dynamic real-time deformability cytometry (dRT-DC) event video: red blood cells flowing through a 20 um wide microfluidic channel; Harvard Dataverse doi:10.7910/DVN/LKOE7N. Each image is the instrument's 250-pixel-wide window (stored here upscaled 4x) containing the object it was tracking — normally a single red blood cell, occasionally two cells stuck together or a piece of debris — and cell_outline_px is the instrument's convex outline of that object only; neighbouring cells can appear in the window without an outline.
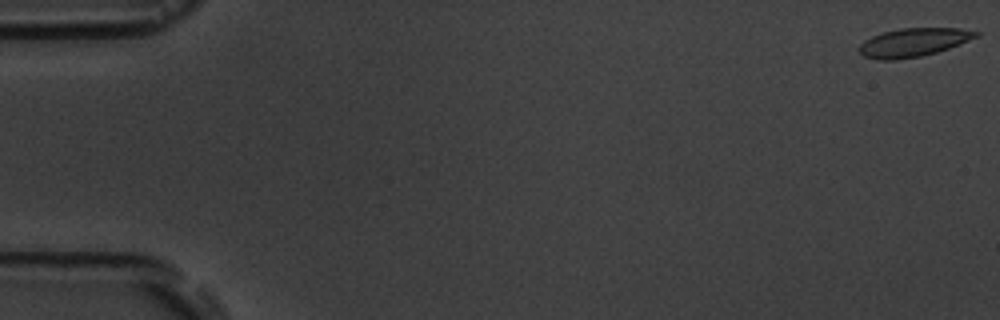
{"species": "common noctule bat (a hibernating species)", "species_latin": "Nyctalus noctula", "temperature_condition": "room temperature", "stored_images_in_passage": 3, "camera_frame_rate_fps": 3000, "um_per_image_px": 0.085, "animal": {"sex": "male", "body_mass_g": 19.5, "forearm_length_mm": 54.6}, "frame": {"image": 1, "passage_image": 1, "time_ms": 0.0, "image_size_px": [1000, 320], "cell_outline_px": [[980, 36], [948, 48], [936, 52], [920, 56], [896, 60], [876, 60], [864, 56], [860, 52], [860, 44], [864, 40], [872, 36], [884, 32], [900, 28], [960, 28], [980, 32]], "centroid_in_image_um": [77.64, 3.6], "position_along_channel_um": 7.4, "area_um2": 19.31}}